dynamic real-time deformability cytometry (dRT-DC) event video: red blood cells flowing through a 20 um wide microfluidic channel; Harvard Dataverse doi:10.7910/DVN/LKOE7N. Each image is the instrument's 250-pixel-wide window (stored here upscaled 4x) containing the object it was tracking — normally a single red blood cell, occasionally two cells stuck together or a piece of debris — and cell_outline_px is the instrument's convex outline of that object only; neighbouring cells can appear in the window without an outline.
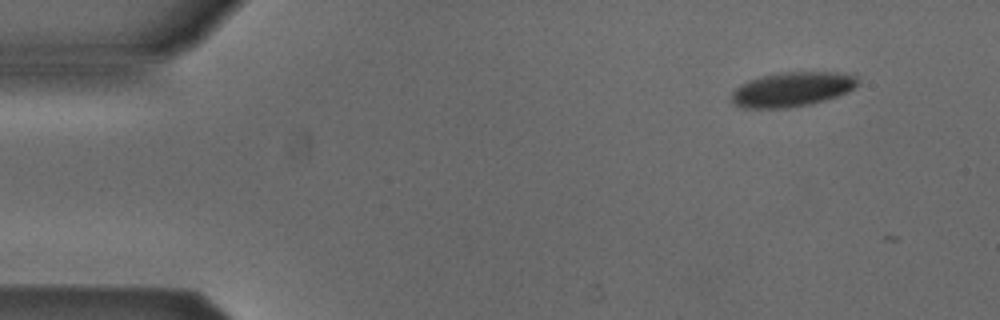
{"species": "Egyptian fruit bat (a non-hibernating species)", "species_latin": "Rousettus aegyptiacus", "temperature_condition": "cold", "stored_images_in_passage": 6, "camera_frame_rate_fps": 3000, "um_per_image_px": 0.085, "animal": {"sex": "male"}, "frame": {"image": 1, "passage_image": 1, "time_ms": 0.0, "image_size_px": [1000, 320], "cell_outline_px": [[856, 84], [848, 92], [812, 104], [788, 108], [740, 108], [732, 100], [732, 92], [740, 84], [748, 80], [760, 76], [780, 72], [836, 72], [856, 76]], "centroid_in_image_um": [67.27, 7.59], "position_along_channel_um": 17.7, "area_um2": 25.32}}